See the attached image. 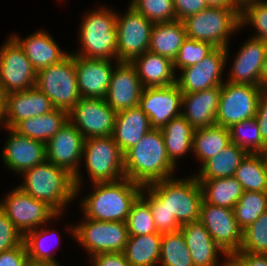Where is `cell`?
<instances>
[{
    "label": "cell",
    "mask_w": 267,
    "mask_h": 266,
    "mask_svg": "<svg viewBox=\"0 0 267 266\" xmlns=\"http://www.w3.org/2000/svg\"><path fill=\"white\" fill-rule=\"evenodd\" d=\"M6 94L0 86V125H2L3 117L5 116Z\"/></svg>",
    "instance_id": "9f6ffc18"
},
{
    "label": "cell",
    "mask_w": 267,
    "mask_h": 266,
    "mask_svg": "<svg viewBox=\"0 0 267 266\" xmlns=\"http://www.w3.org/2000/svg\"><path fill=\"white\" fill-rule=\"evenodd\" d=\"M182 96L183 93L176 83L145 87L138 106L150 119L151 127L161 129L171 119L182 114Z\"/></svg>",
    "instance_id": "e0dca14e"
},
{
    "label": "cell",
    "mask_w": 267,
    "mask_h": 266,
    "mask_svg": "<svg viewBox=\"0 0 267 266\" xmlns=\"http://www.w3.org/2000/svg\"><path fill=\"white\" fill-rule=\"evenodd\" d=\"M162 234L129 236L123 254L131 266H156L159 264Z\"/></svg>",
    "instance_id": "d6a6232c"
},
{
    "label": "cell",
    "mask_w": 267,
    "mask_h": 266,
    "mask_svg": "<svg viewBox=\"0 0 267 266\" xmlns=\"http://www.w3.org/2000/svg\"><path fill=\"white\" fill-rule=\"evenodd\" d=\"M267 53V43L250 37L235 56L227 80L236 84L260 86V71Z\"/></svg>",
    "instance_id": "cb8c5ba5"
},
{
    "label": "cell",
    "mask_w": 267,
    "mask_h": 266,
    "mask_svg": "<svg viewBox=\"0 0 267 266\" xmlns=\"http://www.w3.org/2000/svg\"><path fill=\"white\" fill-rule=\"evenodd\" d=\"M260 87L267 89V53L260 71Z\"/></svg>",
    "instance_id": "11a10c76"
},
{
    "label": "cell",
    "mask_w": 267,
    "mask_h": 266,
    "mask_svg": "<svg viewBox=\"0 0 267 266\" xmlns=\"http://www.w3.org/2000/svg\"><path fill=\"white\" fill-rule=\"evenodd\" d=\"M251 24L256 33L251 37L267 43V0H254L240 8V27Z\"/></svg>",
    "instance_id": "60d3db41"
},
{
    "label": "cell",
    "mask_w": 267,
    "mask_h": 266,
    "mask_svg": "<svg viewBox=\"0 0 267 266\" xmlns=\"http://www.w3.org/2000/svg\"><path fill=\"white\" fill-rule=\"evenodd\" d=\"M52 232H54V231H52L50 229L45 230L44 227H42L40 230L38 228L31 230L23 236V242L26 246L27 254H28L30 261H33V262H50V263H54V264H59V263H57V261L53 257V255L51 254L52 252H50V249L48 250L49 247L45 246V244L48 240L47 238L51 235L50 233H52ZM52 235H53V233H52ZM54 235H55V233H54ZM46 236H48V237H46Z\"/></svg>",
    "instance_id": "ee69618b"
},
{
    "label": "cell",
    "mask_w": 267,
    "mask_h": 266,
    "mask_svg": "<svg viewBox=\"0 0 267 266\" xmlns=\"http://www.w3.org/2000/svg\"><path fill=\"white\" fill-rule=\"evenodd\" d=\"M71 228V229H70ZM69 229L90 257L99 253L123 252L128 242L126 222H106L85 218Z\"/></svg>",
    "instance_id": "9c48e42d"
},
{
    "label": "cell",
    "mask_w": 267,
    "mask_h": 266,
    "mask_svg": "<svg viewBox=\"0 0 267 266\" xmlns=\"http://www.w3.org/2000/svg\"><path fill=\"white\" fill-rule=\"evenodd\" d=\"M160 130L164 137L168 158L177 166L178 158L181 159V156L192 151L195 129L181 114L171 119Z\"/></svg>",
    "instance_id": "4dcf8cb0"
},
{
    "label": "cell",
    "mask_w": 267,
    "mask_h": 266,
    "mask_svg": "<svg viewBox=\"0 0 267 266\" xmlns=\"http://www.w3.org/2000/svg\"><path fill=\"white\" fill-rule=\"evenodd\" d=\"M241 6L247 2L254 1V0H236Z\"/></svg>",
    "instance_id": "680465c9"
},
{
    "label": "cell",
    "mask_w": 267,
    "mask_h": 266,
    "mask_svg": "<svg viewBox=\"0 0 267 266\" xmlns=\"http://www.w3.org/2000/svg\"><path fill=\"white\" fill-rule=\"evenodd\" d=\"M267 210V192L244 191L233 211L239 227L244 230Z\"/></svg>",
    "instance_id": "f35d334b"
},
{
    "label": "cell",
    "mask_w": 267,
    "mask_h": 266,
    "mask_svg": "<svg viewBox=\"0 0 267 266\" xmlns=\"http://www.w3.org/2000/svg\"><path fill=\"white\" fill-rule=\"evenodd\" d=\"M175 168L160 129L152 128L124 153L125 177L142 186L173 177Z\"/></svg>",
    "instance_id": "6da1fadb"
},
{
    "label": "cell",
    "mask_w": 267,
    "mask_h": 266,
    "mask_svg": "<svg viewBox=\"0 0 267 266\" xmlns=\"http://www.w3.org/2000/svg\"><path fill=\"white\" fill-rule=\"evenodd\" d=\"M140 195L149 203L158 233L163 234L180 230L181 225L177 222L175 216L170 214L163 202L146 186H143Z\"/></svg>",
    "instance_id": "bcb514c9"
},
{
    "label": "cell",
    "mask_w": 267,
    "mask_h": 266,
    "mask_svg": "<svg viewBox=\"0 0 267 266\" xmlns=\"http://www.w3.org/2000/svg\"><path fill=\"white\" fill-rule=\"evenodd\" d=\"M51 100L36 86L6 94L5 116L2 125L13 128L26 118L40 116L54 110Z\"/></svg>",
    "instance_id": "7402d4cb"
},
{
    "label": "cell",
    "mask_w": 267,
    "mask_h": 266,
    "mask_svg": "<svg viewBox=\"0 0 267 266\" xmlns=\"http://www.w3.org/2000/svg\"><path fill=\"white\" fill-rule=\"evenodd\" d=\"M3 200L0 208L22 236L60 216L46 202L37 200L18 186Z\"/></svg>",
    "instance_id": "30bf717a"
},
{
    "label": "cell",
    "mask_w": 267,
    "mask_h": 266,
    "mask_svg": "<svg viewBox=\"0 0 267 266\" xmlns=\"http://www.w3.org/2000/svg\"><path fill=\"white\" fill-rule=\"evenodd\" d=\"M255 118L262 140L267 144V89H263L259 96Z\"/></svg>",
    "instance_id": "f5cc1de1"
},
{
    "label": "cell",
    "mask_w": 267,
    "mask_h": 266,
    "mask_svg": "<svg viewBox=\"0 0 267 266\" xmlns=\"http://www.w3.org/2000/svg\"><path fill=\"white\" fill-rule=\"evenodd\" d=\"M56 109L70 112L82 98L77 84L74 55L70 52L59 63L39 69L36 85Z\"/></svg>",
    "instance_id": "52a82bcc"
},
{
    "label": "cell",
    "mask_w": 267,
    "mask_h": 266,
    "mask_svg": "<svg viewBox=\"0 0 267 266\" xmlns=\"http://www.w3.org/2000/svg\"><path fill=\"white\" fill-rule=\"evenodd\" d=\"M240 8L209 6L187 17L183 20L187 38L227 48L234 31L241 30Z\"/></svg>",
    "instance_id": "8992f818"
},
{
    "label": "cell",
    "mask_w": 267,
    "mask_h": 266,
    "mask_svg": "<svg viewBox=\"0 0 267 266\" xmlns=\"http://www.w3.org/2000/svg\"><path fill=\"white\" fill-rule=\"evenodd\" d=\"M7 41V42H6ZM0 48V86L7 94L23 91L36 85L37 71L24 50L10 36Z\"/></svg>",
    "instance_id": "5bb4252c"
},
{
    "label": "cell",
    "mask_w": 267,
    "mask_h": 266,
    "mask_svg": "<svg viewBox=\"0 0 267 266\" xmlns=\"http://www.w3.org/2000/svg\"><path fill=\"white\" fill-rule=\"evenodd\" d=\"M112 60L90 59L74 55L77 84L81 97L104 99L115 65Z\"/></svg>",
    "instance_id": "ffe728a7"
},
{
    "label": "cell",
    "mask_w": 267,
    "mask_h": 266,
    "mask_svg": "<svg viewBox=\"0 0 267 266\" xmlns=\"http://www.w3.org/2000/svg\"><path fill=\"white\" fill-rule=\"evenodd\" d=\"M92 194L83 198L84 218L106 222H126L142 185L124 177L117 181L93 183Z\"/></svg>",
    "instance_id": "7a4b0ae2"
},
{
    "label": "cell",
    "mask_w": 267,
    "mask_h": 266,
    "mask_svg": "<svg viewBox=\"0 0 267 266\" xmlns=\"http://www.w3.org/2000/svg\"><path fill=\"white\" fill-rule=\"evenodd\" d=\"M228 51V47H216L197 64L180 69L182 73L176 78V84L182 93H193L221 86L224 83L222 74L228 62Z\"/></svg>",
    "instance_id": "2e32d148"
},
{
    "label": "cell",
    "mask_w": 267,
    "mask_h": 266,
    "mask_svg": "<svg viewBox=\"0 0 267 266\" xmlns=\"http://www.w3.org/2000/svg\"><path fill=\"white\" fill-rule=\"evenodd\" d=\"M84 140L83 135L68 120L46 143V160L66 169L74 176L76 197L83 183L79 165L83 159Z\"/></svg>",
    "instance_id": "7c38bea8"
},
{
    "label": "cell",
    "mask_w": 267,
    "mask_h": 266,
    "mask_svg": "<svg viewBox=\"0 0 267 266\" xmlns=\"http://www.w3.org/2000/svg\"><path fill=\"white\" fill-rule=\"evenodd\" d=\"M29 261L23 241L18 246L0 253V266H27Z\"/></svg>",
    "instance_id": "c3c4849f"
},
{
    "label": "cell",
    "mask_w": 267,
    "mask_h": 266,
    "mask_svg": "<svg viewBox=\"0 0 267 266\" xmlns=\"http://www.w3.org/2000/svg\"><path fill=\"white\" fill-rule=\"evenodd\" d=\"M230 141L229 129L217 124L194 131L192 152L201 164L216 156Z\"/></svg>",
    "instance_id": "836d02e7"
},
{
    "label": "cell",
    "mask_w": 267,
    "mask_h": 266,
    "mask_svg": "<svg viewBox=\"0 0 267 266\" xmlns=\"http://www.w3.org/2000/svg\"><path fill=\"white\" fill-rule=\"evenodd\" d=\"M199 221L229 256L240 250L243 230L235 219L233 209L214 206L203 200Z\"/></svg>",
    "instance_id": "ac0fdd59"
},
{
    "label": "cell",
    "mask_w": 267,
    "mask_h": 266,
    "mask_svg": "<svg viewBox=\"0 0 267 266\" xmlns=\"http://www.w3.org/2000/svg\"><path fill=\"white\" fill-rule=\"evenodd\" d=\"M22 241V234L0 208V253L18 246Z\"/></svg>",
    "instance_id": "7dc6e473"
},
{
    "label": "cell",
    "mask_w": 267,
    "mask_h": 266,
    "mask_svg": "<svg viewBox=\"0 0 267 266\" xmlns=\"http://www.w3.org/2000/svg\"><path fill=\"white\" fill-rule=\"evenodd\" d=\"M248 154L243 148L230 143L216 156L209 158L200 167L199 173L194 175L197 180H212L234 176L236 169Z\"/></svg>",
    "instance_id": "1f68e13d"
},
{
    "label": "cell",
    "mask_w": 267,
    "mask_h": 266,
    "mask_svg": "<svg viewBox=\"0 0 267 266\" xmlns=\"http://www.w3.org/2000/svg\"><path fill=\"white\" fill-rule=\"evenodd\" d=\"M180 230L186 240L194 266H218L219 252L226 259L221 266H230V256L212 239L199 220L181 225Z\"/></svg>",
    "instance_id": "603a6c76"
},
{
    "label": "cell",
    "mask_w": 267,
    "mask_h": 266,
    "mask_svg": "<svg viewBox=\"0 0 267 266\" xmlns=\"http://www.w3.org/2000/svg\"><path fill=\"white\" fill-rule=\"evenodd\" d=\"M126 223L129 236L157 233L149 203L141 195L133 202Z\"/></svg>",
    "instance_id": "ab89813d"
},
{
    "label": "cell",
    "mask_w": 267,
    "mask_h": 266,
    "mask_svg": "<svg viewBox=\"0 0 267 266\" xmlns=\"http://www.w3.org/2000/svg\"><path fill=\"white\" fill-rule=\"evenodd\" d=\"M68 120V112L55 108L49 113L23 119L12 129L23 136L46 144Z\"/></svg>",
    "instance_id": "f546056e"
},
{
    "label": "cell",
    "mask_w": 267,
    "mask_h": 266,
    "mask_svg": "<svg viewBox=\"0 0 267 266\" xmlns=\"http://www.w3.org/2000/svg\"><path fill=\"white\" fill-rule=\"evenodd\" d=\"M159 262L161 266H194L181 230L162 234Z\"/></svg>",
    "instance_id": "74e56055"
},
{
    "label": "cell",
    "mask_w": 267,
    "mask_h": 266,
    "mask_svg": "<svg viewBox=\"0 0 267 266\" xmlns=\"http://www.w3.org/2000/svg\"><path fill=\"white\" fill-rule=\"evenodd\" d=\"M186 38L183 21L154 23L150 35L149 51L173 61Z\"/></svg>",
    "instance_id": "f1b7e54d"
},
{
    "label": "cell",
    "mask_w": 267,
    "mask_h": 266,
    "mask_svg": "<svg viewBox=\"0 0 267 266\" xmlns=\"http://www.w3.org/2000/svg\"><path fill=\"white\" fill-rule=\"evenodd\" d=\"M234 177L244 191L267 192V158L265 154L248 153Z\"/></svg>",
    "instance_id": "d590c367"
},
{
    "label": "cell",
    "mask_w": 267,
    "mask_h": 266,
    "mask_svg": "<svg viewBox=\"0 0 267 266\" xmlns=\"http://www.w3.org/2000/svg\"><path fill=\"white\" fill-rule=\"evenodd\" d=\"M117 12L102 6L99 10L87 13L82 20L80 30V52L73 55L117 61Z\"/></svg>",
    "instance_id": "5b68a950"
},
{
    "label": "cell",
    "mask_w": 267,
    "mask_h": 266,
    "mask_svg": "<svg viewBox=\"0 0 267 266\" xmlns=\"http://www.w3.org/2000/svg\"><path fill=\"white\" fill-rule=\"evenodd\" d=\"M203 191V200L214 206L234 208L244 190L234 176L212 180H198Z\"/></svg>",
    "instance_id": "e575fe53"
},
{
    "label": "cell",
    "mask_w": 267,
    "mask_h": 266,
    "mask_svg": "<svg viewBox=\"0 0 267 266\" xmlns=\"http://www.w3.org/2000/svg\"><path fill=\"white\" fill-rule=\"evenodd\" d=\"M230 266H267V254L239 250L230 256Z\"/></svg>",
    "instance_id": "f907efd6"
},
{
    "label": "cell",
    "mask_w": 267,
    "mask_h": 266,
    "mask_svg": "<svg viewBox=\"0 0 267 266\" xmlns=\"http://www.w3.org/2000/svg\"><path fill=\"white\" fill-rule=\"evenodd\" d=\"M228 129L232 144L243 148L248 153L265 154L267 144L262 140L255 117L235 123Z\"/></svg>",
    "instance_id": "8d00e7d4"
},
{
    "label": "cell",
    "mask_w": 267,
    "mask_h": 266,
    "mask_svg": "<svg viewBox=\"0 0 267 266\" xmlns=\"http://www.w3.org/2000/svg\"><path fill=\"white\" fill-rule=\"evenodd\" d=\"M240 251L267 254V210L243 230Z\"/></svg>",
    "instance_id": "7bdbcfd3"
},
{
    "label": "cell",
    "mask_w": 267,
    "mask_h": 266,
    "mask_svg": "<svg viewBox=\"0 0 267 266\" xmlns=\"http://www.w3.org/2000/svg\"><path fill=\"white\" fill-rule=\"evenodd\" d=\"M206 2L211 7H241L236 0H206Z\"/></svg>",
    "instance_id": "db71d44e"
},
{
    "label": "cell",
    "mask_w": 267,
    "mask_h": 266,
    "mask_svg": "<svg viewBox=\"0 0 267 266\" xmlns=\"http://www.w3.org/2000/svg\"><path fill=\"white\" fill-rule=\"evenodd\" d=\"M151 129L150 119L136 106L117 112L111 136L124 154Z\"/></svg>",
    "instance_id": "4316f807"
},
{
    "label": "cell",
    "mask_w": 267,
    "mask_h": 266,
    "mask_svg": "<svg viewBox=\"0 0 267 266\" xmlns=\"http://www.w3.org/2000/svg\"><path fill=\"white\" fill-rule=\"evenodd\" d=\"M129 5L153 23L176 21L173 0H131Z\"/></svg>",
    "instance_id": "b9f144b4"
},
{
    "label": "cell",
    "mask_w": 267,
    "mask_h": 266,
    "mask_svg": "<svg viewBox=\"0 0 267 266\" xmlns=\"http://www.w3.org/2000/svg\"><path fill=\"white\" fill-rule=\"evenodd\" d=\"M153 24L131 5L124 15L117 14V61L131 62L149 50Z\"/></svg>",
    "instance_id": "4fadbf2b"
},
{
    "label": "cell",
    "mask_w": 267,
    "mask_h": 266,
    "mask_svg": "<svg viewBox=\"0 0 267 266\" xmlns=\"http://www.w3.org/2000/svg\"><path fill=\"white\" fill-rule=\"evenodd\" d=\"M221 86L204 89L193 93H183L182 115L194 129L216 124ZM186 107V108H185Z\"/></svg>",
    "instance_id": "d4e9b609"
},
{
    "label": "cell",
    "mask_w": 267,
    "mask_h": 266,
    "mask_svg": "<svg viewBox=\"0 0 267 266\" xmlns=\"http://www.w3.org/2000/svg\"><path fill=\"white\" fill-rule=\"evenodd\" d=\"M11 37L24 50L36 71L59 63L69 54L63 52L64 50L60 49L53 37L45 31H37L25 39H21L17 34Z\"/></svg>",
    "instance_id": "484cf974"
},
{
    "label": "cell",
    "mask_w": 267,
    "mask_h": 266,
    "mask_svg": "<svg viewBox=\"0 0 267 266\" xmlns=\"http://www.w3.org/2000/svg\"><path fill=\"white\" fill-rule=\"evenodd\" d=\"M131 63L135 66L144 88L168 86L176 83L173 61L167 57L148 50L135 57Z\"/></svg>",
    "instance_id": "83f0119b"
},
{
    "label": "cell",
    "mask_w": 267,
    "mask_h": 266,
    "mask_svg": "<svg viewBox=\"0 0 267 266\" xmlns=\"http://www.w3.org/2000/svg\"><path fill=\"white\" fill-rule=\"evenodd\" d=\"M262 90L257 85L225 81L221 85L216 124L229 128L235 123L255 117Z\"/></svg>",
    "instance_id": "8fae6325"
},
{
    "label": "cell",
    "mask_w": 267,
    "mask_h": 266,
    "mask_svg": "<svg viewBox=\"0 0 267 266\" xmlns=\"http://www.w3.org/2000/svg\"><path fill=\"white\" fill-rule=\"evenodd\" d=\"M215 48L216 47L210 43L186 38L183 41L177 56L173 60L174 70H176V68L180 70L197 64L209 55Z\"/></svg>",
    "instance_id": "f6af8a7d"
},
{
    "label": "cell",
    "mask_w": 267,
    "mask_h": 266,
    "mask_svg": "<svg viewBox=\"0 0 267 266\" xmlns=\"http://www.w3.org/2000/svg\"><path fill=\"white\" fill-rule=\"evenodd\" d=\"M116 112L102 98H81L69 112V121L86 138L111 136Z\"/></svg>",
    "instance_id": "9a60e30c"
},
{
    "label": "cell",
    "mask_w": 267,
    "mask_h": 266,
    "mask_svg": "<svg viewBox=\"0 0 267 266\" xmlns=\"http://www.w3.org/2000/svg\"><path fill=\"white\" fill-rule=\"evenodd\" d=\"M173 5L176 20L180 21L209 7L206 0H173Z\"/></svg>",
    "instance_id": "681fc988"
},
{
    "label": "cell",
    "mask_w": 267,
    "mask_h": 266,
    "mask_svg": "<svg viewBox=\"0 0 267 266\" xmlns=\"http://www.w3.org/2000/svg\"><path fill=\"white\" fill-rule=\"evenodd\" d=\"M180 225L200 219L203 191L197 178H167L146 185Z\"/></svg>",
    "instance_id": "277c9868"
},
{
    "label": "cell",
    "mask_w": 267,
    "mask_h": 266,
    "mask_svg": "<svg viewBox=\"0 0 267 266\" xmlns=\"http://www.w3.org/2000/svg\"><path fill=\"white\" fill-rule=\"evenodd\" d=\"M82 157L92 183L112 182L125 177L124 154L112 136L86 138Z\"/></svg>",
    "instance_id": "ba28073f"
},
{
    "label": "cell",
    "mask_w": 267,
    "mask_h": 266,
    "mask_svg": "<svg viewBox=\"0 0 267 266\" xmlns=\"http://www.w3.org/2000/svg\"><path fill=\"white\" fill-rule=\"evenodd\" d=\"M93 266H131L123 252L99 253L91 257Z\"/></svg>",
    "instance_id": "816d5d0a"
},
{
    "label": "cell",
    "mask_w": 267,
    "mask_h": 266,
    "mask_svg": "<svg viewBox=\"0 0 267 266\" xmlns=\"http://www.w3.org/2000/svg\"><path fill=\"white\" fill-rule=\"evenodd\" d=\"M21 175L24 182L18 187L37 200L46 202L58 214H62L65 206L76 197L74 176L48 160Z\"/></svg>",
    "instance_id": "3957f363"
},
{
    "label": "cell",
    "mask_w": 267,
    "mask_h": 266,
    "mask_svg": "<svg viewBox=\"0 0 267 266\" xmlns=\"http://www.w3.org/2000/svg\"><path fill=\"white\" fill-rule=\"evenodd\" d=\"M27 266H60L59 264H54L50 262H33L29 261Z\"/></svg>",
    "instance_id": "6f0895ef"
},
{
    "label": "cell",
    "mask_w": 267,
    "mask_h": 266,
    "mask_svg": "<svg viewBox=\"0 0 267 266\" xmlns=\"http://www.w3.org/2000/svg\"><path fill=\"white\" fill-rule=\"evenodd\" d=\"M143 89L135 66L128 61H119L112 72L104 99L117 113L138 106Z\"/></svg>",
    "instance_id": "d6986e66"
},
{
    "label": "cell",
    "mask_w": 267,
    "mask_h": 266,
    "mask_svg": "<svg viewBox=\"0 0 267 266\" xmlns=\"http://www.w3.org/2000/svg\"><path fill=\"white\" fill-rule=\"evenodd\" d=\"M2 149L3 163L11 171L22 174L46 160V144L17 133L12 128Z\"/></svg>",
    "instance_id": "44dd1931"
}]
</instances>
